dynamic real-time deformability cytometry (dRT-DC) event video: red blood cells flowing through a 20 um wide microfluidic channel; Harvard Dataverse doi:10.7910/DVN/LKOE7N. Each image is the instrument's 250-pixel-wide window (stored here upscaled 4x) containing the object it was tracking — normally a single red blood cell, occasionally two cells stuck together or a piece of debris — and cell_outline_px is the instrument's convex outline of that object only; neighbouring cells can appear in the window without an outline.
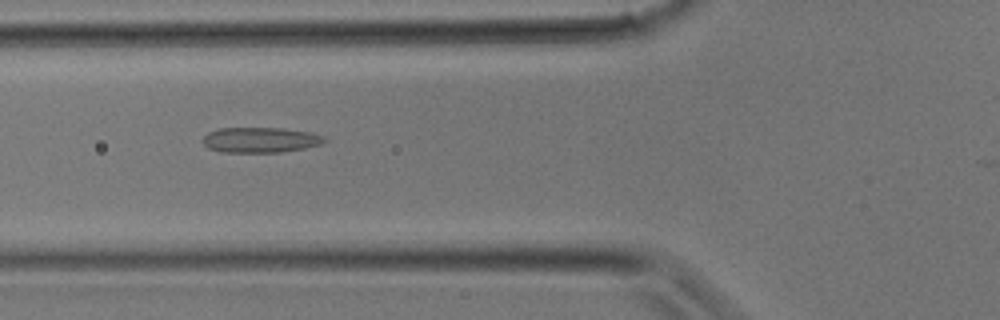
{"species": "common noctule bat (a hibernating species)", "species_latin": "Nyctalus noctula", "temperature_condition": "room temperature", "stored_images_in_passage": 28, "camera_frame_rate_fps": 3000, "um_per_image_px": 0.085, "animal": {"sex": "male", "body_mass_g": 17.9}, "frame": {"image": 1, "passage_image": 11, "time_ms": 3.333, "image_size_px": [1000, 320], "cell_outline_px": [[328, 140], [320, 144], [304, 148], [280, 152], [220, 152], [208, 148], [204, 144], [204, 136], [208, 132], [220, 128], [280, 128], [312, 132], [324, 136]], "centroid_in_image_um": [22.14, 11.89], "position_along_channel_um": 103.7, "area_um2": 17.92}}
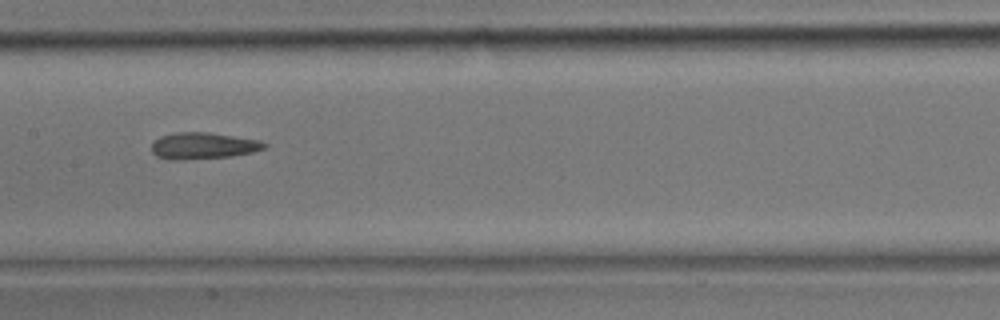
{"frame": {"image": 2, "passage_image": 15, "time_ms": 4.667, "image_size_px": [1000, 320], "cell_outline_px": [[268, 148], [252, 152], [232, 156], [176, 160], [172, 160], [156, 156], [152, 152], [152, 144], [160, 136], [176, 132], [208, 132], [260, 140], [268, 144]], "centroid_in_image_um": [17.3, 12.38], "position_along_channel_um": 190.1, "area_um2": 17.46}}
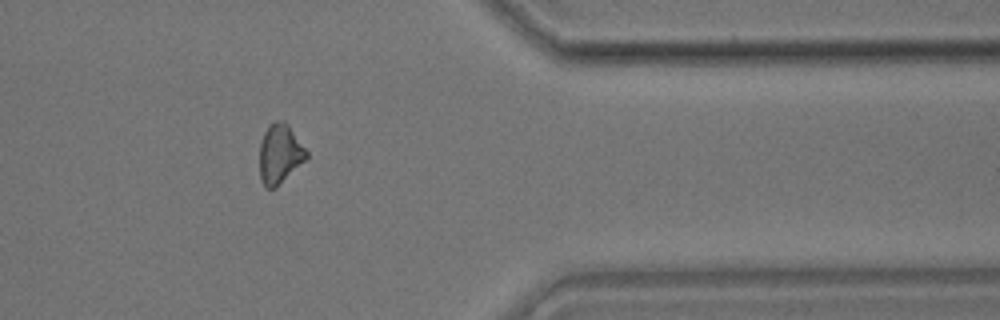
{"frame": {"image": 3, "passage_image": 25, "time_ms": 8.0, "image_size_px": [1000, 320], "cell_outline_px": [[308, 160], [276, 188], [264, 188], [260, 180], [260, 144], [264, 132], [268, 124], [276, 120], [284, 120], [288, 124], [308, 152]], "centroid_in_image_um": [23.8, 13.1], "position_along_channel_um": 387.6, "area_um2": 16.7}}